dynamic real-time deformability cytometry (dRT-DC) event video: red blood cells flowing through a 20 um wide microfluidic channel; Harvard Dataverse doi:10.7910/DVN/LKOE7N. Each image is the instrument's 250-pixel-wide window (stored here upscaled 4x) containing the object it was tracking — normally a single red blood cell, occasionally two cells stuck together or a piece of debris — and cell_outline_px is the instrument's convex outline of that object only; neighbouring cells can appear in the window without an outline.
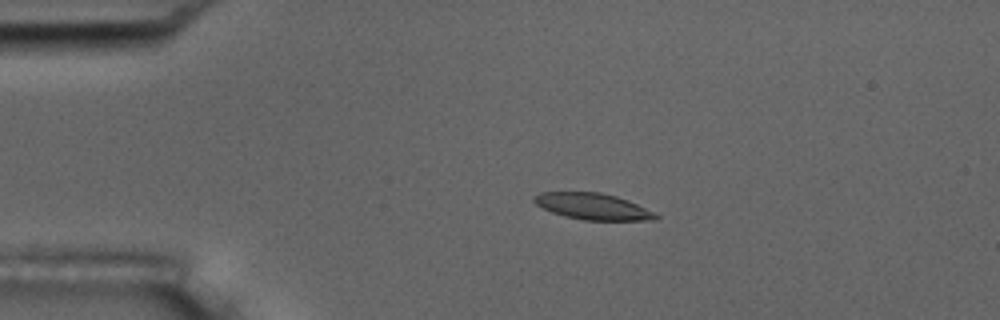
{"species": "common noctule bat (a hibernating species)", "species_latin": "Nyctalus noctula", "temperature_condition": "room temperature", "stored_images_in_passage": 5, "camera_frame_rate_fps": 3000, "um_per_image_px": 0.085, "animal": {"sex": "male", "body_mass_g": 17.5, "forearm_length_mm": 52.3}, "frame": {"image": 1, "passage_image": 3, "time_ms": 2.333, "image_size_px": [1000, 320], "cell_outline_px": [[660, 216], [656, 220], [584, 220], [564, 216], [552, 212], [536, 204], [532, 200], [532, 196], [540, 192], [600, 192], [616, 196], [628, 200]], "centroid_in_image_um": [50.35, 17.54], "position_along_channel_um": 34.7, "area_um2": 18.55}}
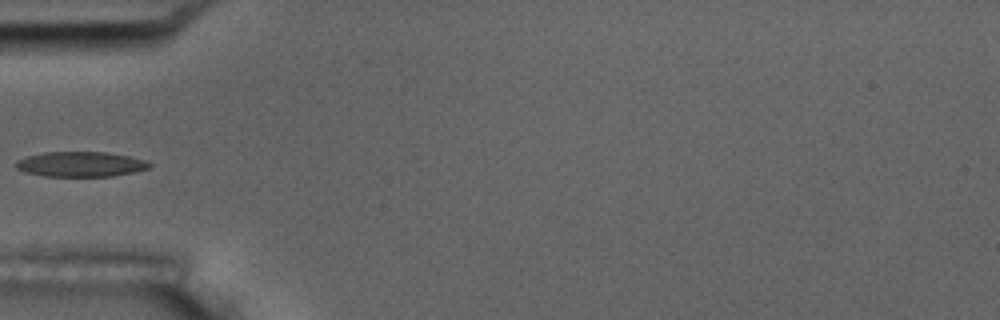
{"frame": {"image": 2, "passage_image": 5, "time_ms": 4.667, "image_size_px": [1000, 320], "cell_outline_px": [[152, 164], [148, 168], [136, 172], [112, 176], [44, 176], [28, 172], [16, 168], [16, 160], [28, 156], [44, 152], [104, 152], [128, 156], [144, 160]], "centroid_in_image_um": [6.86, 13.96], "position_along_channel_um": 78.1, "area_um2": 19.31}}